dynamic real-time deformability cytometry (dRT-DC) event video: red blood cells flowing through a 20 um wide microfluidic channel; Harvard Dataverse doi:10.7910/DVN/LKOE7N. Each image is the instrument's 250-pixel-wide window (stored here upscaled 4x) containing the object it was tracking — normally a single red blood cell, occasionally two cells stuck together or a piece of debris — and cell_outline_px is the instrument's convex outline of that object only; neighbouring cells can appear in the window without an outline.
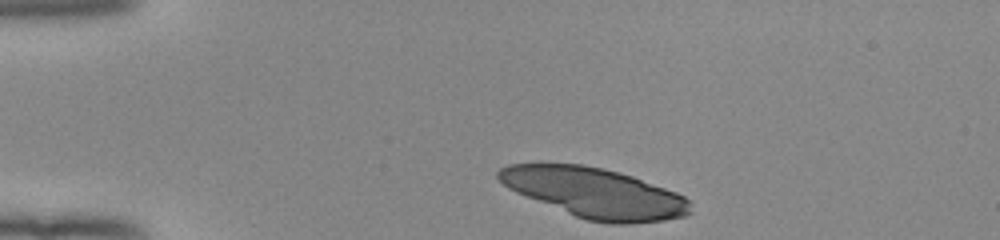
{"species": "human", "species_latin": "Homo sapiens", "temperature_condition": "room temperature", "stored_images_in_passage": 35, "camera_frame_rate_fps": 3000, "um_per_image_px": 0.085, "donor": {"sex": "female"}, "frame": {"image": 1, "passage_image": 1, "time_ms": 0.0, "image_size_px": [1000, 240], "cell_outline_px": [[692, 212], [684, 216], [664, 220], [628, 224], [612, 224], [588, 220], [576, 216], [516, 192], [508, 188], [496, 176], [496, 172], [500, 168], [508, 164], [584, 164], [632, 176], [676, 192], [684, 196], [692, 204]], "centroid_in_image_um": [50.57, 16.4], "position_along_channel_um": 34.4, "area_um2": 55.31}}
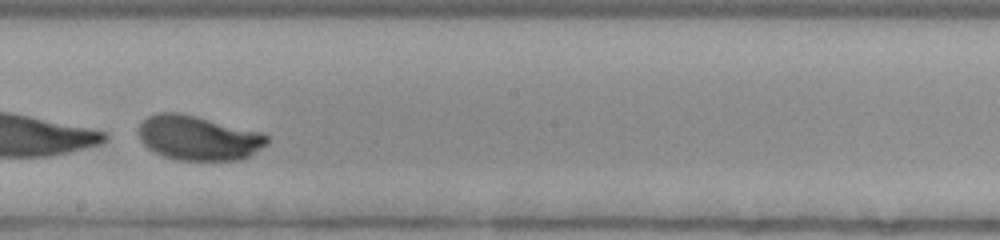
{"frame": {"image": 2, "passage_image": 21, "time_ms": 6.667, "image_size_px": [1000, 240], "cell_outline_px": [[268, 144], [248, 156], [240, 160], [180, 160], [164, 156], [148, 148], [140, 140], [140, 124], [148, 116], [160, 112], [180, 112], [264, 132], [268, 136]], "centroid_in_image_um": [16.9, 11.71], "position_along_channel_um": 231.3, "area_um2": 33.41}}
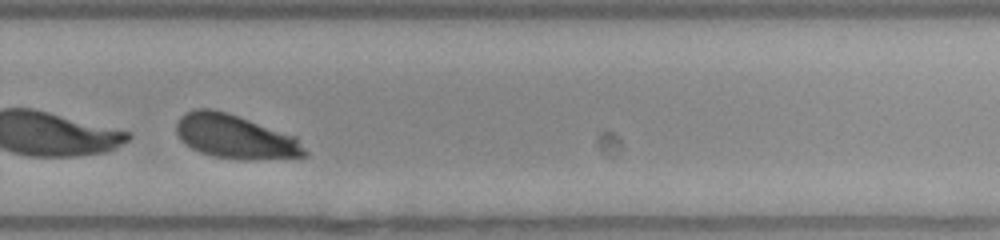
{"frame": {"image": 3, "passage_image": 27, "time_ms": 8.667, "image_size_px": [1000, 240], "cell_outline_px": [[308, 156], [252, 160], [244, 160], [212, 156], [200, 152], [192, 148], [176, 132], [176, 124], [180, 116], [184, 112], [196, 108], [212, 108], [228, 112], [296, 136], [308, 152]], "centroid_in_image_um": [20.02, 11.6], "position_along_channel_um": 309.8, "area_um2": 33.0}}